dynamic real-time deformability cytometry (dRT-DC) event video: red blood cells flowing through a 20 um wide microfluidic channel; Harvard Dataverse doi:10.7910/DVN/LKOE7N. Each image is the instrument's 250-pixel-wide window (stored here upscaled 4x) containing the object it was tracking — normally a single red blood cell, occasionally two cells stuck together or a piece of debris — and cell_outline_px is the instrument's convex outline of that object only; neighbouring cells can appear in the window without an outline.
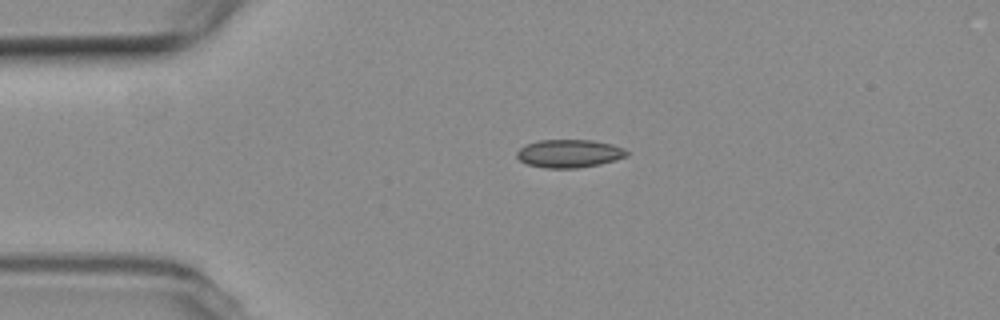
{"species": "common noctule bat (a hibernating species)", "species_latin": "Nyctalus noctula", "temperature_condition": "room temperature", "stored_images_in_passage": 2, "camera_frame_rate_fps": 3000, "um_per_image_px": 0.085, "animal": {"sex": "female", "body_mass_g": 19.3, "forearm_length_mm": 54.1}, "frame": {"image": 1, "passage_image": 1, "time_ms": 0.0, "image_size_px": [1000, 320], "cell_outline_px": [[628, 156], [616, 160], [600, 164], [576, 168], [544, 168], [528, 164], [520, 160], [516, 156], [516, 152], [520, 148], [528, 144], [540, 140], [592, 140], [612, 144], [624, 148], [628, 152]], "centroid_in_image_um": [48.41, 13.05], "position_along_channel_um": 36.6, "area_um2": 17.98}}